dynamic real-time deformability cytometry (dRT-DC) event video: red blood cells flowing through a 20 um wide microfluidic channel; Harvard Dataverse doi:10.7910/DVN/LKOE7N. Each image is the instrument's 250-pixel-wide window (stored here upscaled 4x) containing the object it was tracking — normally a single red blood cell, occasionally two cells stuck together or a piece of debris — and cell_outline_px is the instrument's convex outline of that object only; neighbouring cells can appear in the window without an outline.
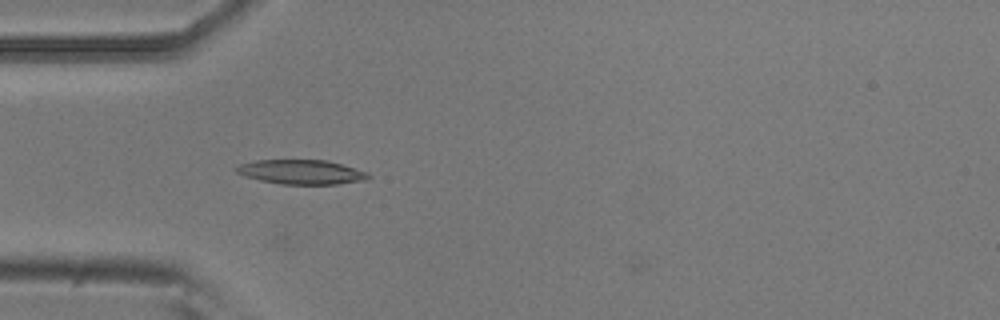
{"species": "common noctule bat (a hibernating species)", "species_latin": "Nyctalus noctula", "temperature_condition": "room temperature", "stored_images_in_passage": 46, "camera_frame_rate_fps": 3000, "um_per_image_px": 0.085, "animal": {"sex": "male", "body_mass_g": 20.5, "forearm_length_mm": 52.5}, "frame": {"image": 1, "passage_image": 8, "time_ms": 2.333, "image_size_px": [1000, 320], "cell_outline_px": [[372, 176], [368, 180], [340, 184], [280, 184], [260, 180], [244, 176], [236, 172], [232, 168], [240, 164], [256, 160], [328, 160], [368, 172]], "centroid_in_image_um": [25.63, 14.62], "position_along_channel_um": 59.4, "area_um2": 19.02}}
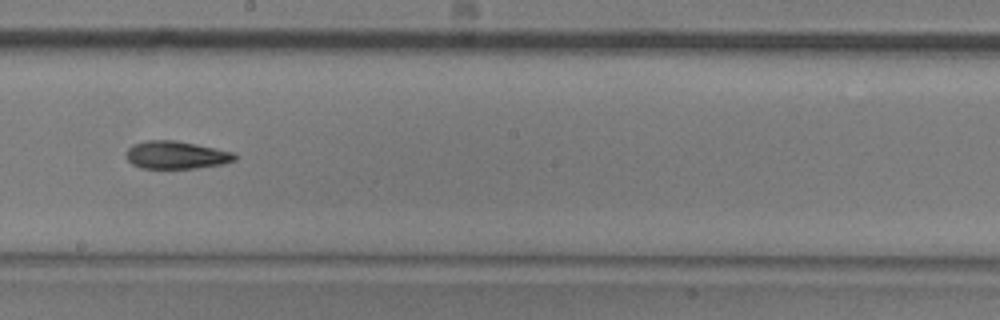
{"frame": {"image": 2, "passage_image": 22, "time_ms": 7.0, "image_size_px": [1000, 320], "cell_outline_px": [[236, 160], [224, 164], [196, 168], [140, 168], [132, 164], [128, 160], [128, 148], [132, 144], [144, 140], [176, 140], [236, 152]], "centroid_in_image_um": [15.01, 13.17], "position_along_channel_um": 233.2, "area_um2": 17.69}}
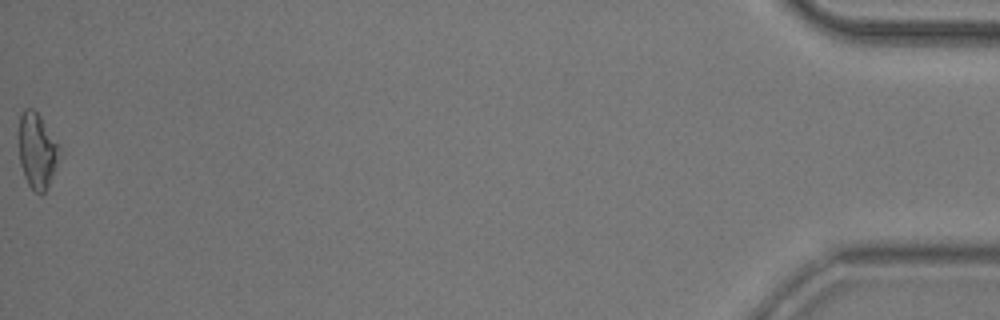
{"frame": {"image": 3, "passage_image": 46, "time_ms": 15.0, "image_size_px": [1000, 320], "cell_outline_px": [[56, 164], [48, 184], [44, 192], [40, 196], [28, 184], [24, 176], [20, 164], [16, 136], [20, 116], [24, 108], [32, 108], [40, 116], [56, 144]], "centroid_in_image_um": [3.03, 12.78], "position_along_channel_um": 432.2, "area_um2": 17.4}, "authors_computed_cell_mechanics": {"area_um2": 17.6579, "velocity_mm_per_s": 3.7605, "shape_relaxation_time_tau1_ms": 7.3354, "shape_relaxation_time_tau2_ms": 5.8026, "deformation_change_tau1": 0.1756, "deformation_change_tau2": 0.1435}}